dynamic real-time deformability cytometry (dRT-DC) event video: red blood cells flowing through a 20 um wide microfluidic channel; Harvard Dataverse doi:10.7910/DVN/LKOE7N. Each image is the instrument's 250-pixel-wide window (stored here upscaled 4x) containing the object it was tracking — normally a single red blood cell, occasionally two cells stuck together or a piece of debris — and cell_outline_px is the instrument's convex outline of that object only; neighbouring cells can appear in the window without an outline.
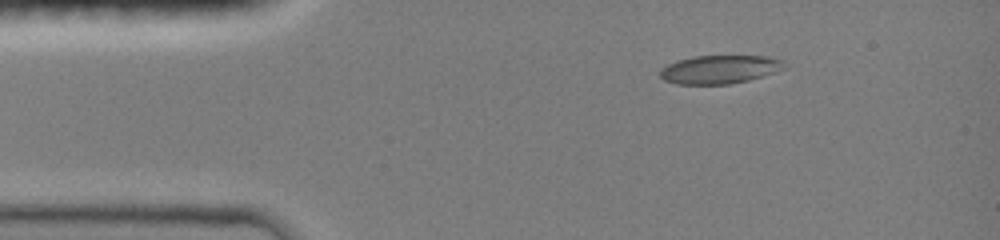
{"species": "common noctule bat (a hibernating species)", "species_latin": "Nyctalus noctula", "temperature_condition": "room temperature", "stored_images_in_passage": 41, "camera_frame_rate_fps": 3000, "um_per_image_px": 0.085, "animal": {"sex": "female", "body_mass_g": 19.0, "forearm_length_mm": 51.5}, "frame": {"image": 1, "passage_image": 1, "time_ms": 0.0, "image_size_px": [1000, 240], "cell_outline_px": [[784, 68], [776, 72], [748, 80], [728, 84], [676, 84], [664, 80], [660, 76], [660, 68], [668, 64], [680, 60], [696, 56], [768, 56], [784, 60]], "centroid_in_image_um": [61.17, 5.9], "position_along_channel_um": 23.8, "area_um2": 20.46}}
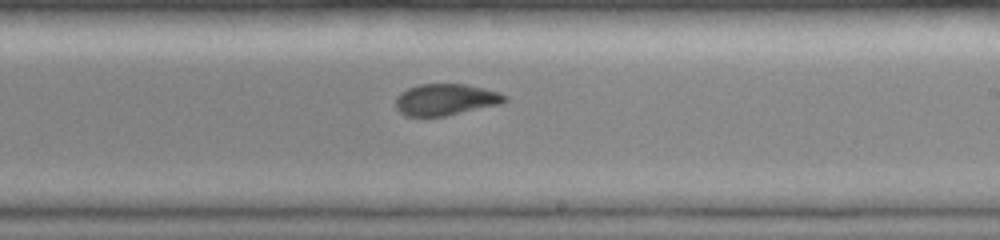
{"frame": {"image": 2, "passage_image": 22, "time_ms": 7.0, "image_size_px": [1000, 240], "cell_outline_px": [[508, 100], [500, 104], [444, 116], [408, 116], [400, 112], [396, 108], [396, 96], [400, 92], [408, 88], [420, 84], [468, 84], [500, 92], [508, 96]], "centroid_in_image_um": [37.9, 8.45], "position_along_channel_um": 251.1, "area_um2": 20.06}}
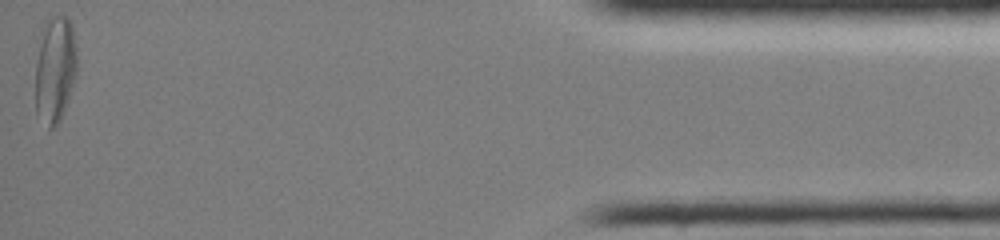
{"frame": {"image": 3, "passage_image": 41, "time_ms": 13.333, "image_size_px": [1000, 240], "cell_outline_px": [[76, 72], [64, 112], [60, 120], [52, 128], [48, 128], [36, 116], [36, 60], [44, 20], [48, 16], [64, 16], [72, 24], [76, 48]], "centroid_in_image_um": [4.66, 5.89], "position_along_channel_um": 430.5, "area_um2": 25.89}, "authors_computed_cell_mechanics": {"area_um2": 21.097, "velocity_mm_per_s": 4.0538, "shape_relaxation_time_tau1_ms": 7.5943, "shape_relaxation_time_tau2_ms": 2.0139, "deformation_change_tau1": 0.1927, "deformation_change_tau2": 0.0555}}